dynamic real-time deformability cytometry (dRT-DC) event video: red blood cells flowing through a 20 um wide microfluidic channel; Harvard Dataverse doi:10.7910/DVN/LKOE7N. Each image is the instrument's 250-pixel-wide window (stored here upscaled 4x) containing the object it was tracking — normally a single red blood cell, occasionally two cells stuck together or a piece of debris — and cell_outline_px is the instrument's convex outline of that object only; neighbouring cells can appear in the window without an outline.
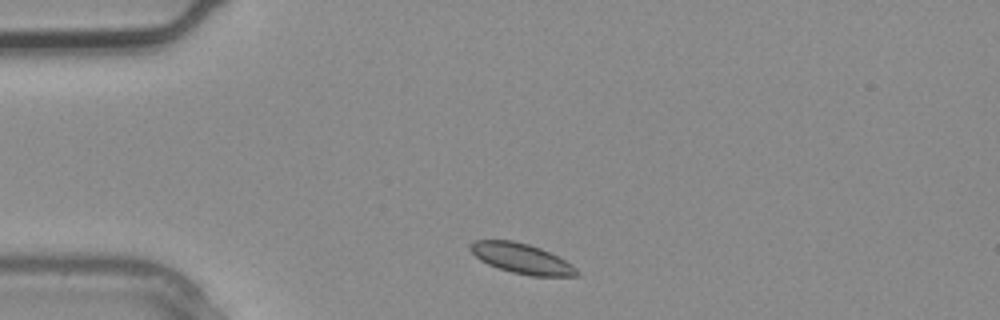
{"species": "common noctule bat (a hibernating species)", "species_latin": "Nyctalus noctula", "temperature_condition": "warm", "stored_images_in_passage": 2, "camera_frame_rate_fps": 3000, "um_per_image_px": 0.085, "animal": {"sex": "male", "body_mass_g": 20.4}, "frame": {"image": 1, "passage_image": 1, "time_ms": 0.0, "image_size_px": [1000, 320], "cell_outline_px": [[580, 276], [532, 276], [512, 272], [488, 264], [480, 260], [468, 248], [468, 244], [476, 240], [512, 240], [528, 244], [540, 248], [572, 264], [580, 272]], "centroid_in_image_um": [44.33, 21.97], "position_along_channel_um": 40.7, "area_um2": 18.55}}
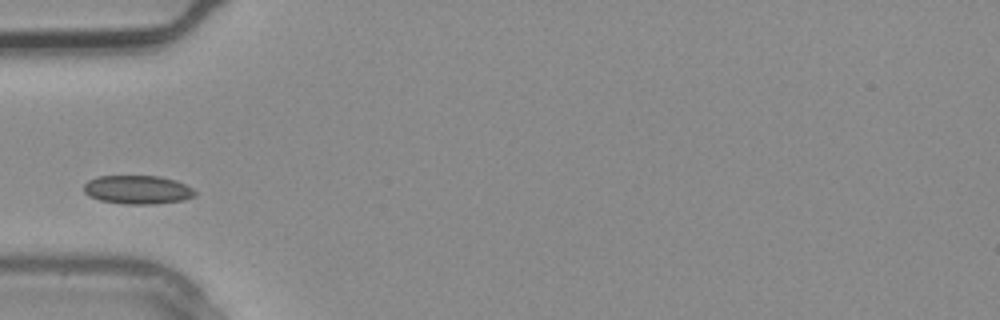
{"frame": {"image": 2, "passage_image": 2, "time_ms": 0.333, "image_size_px": [1000, 320], "cell_outline_px": [[196, 196], [184, 200], [156, 204], [124, 204], [100, 200], [88, 196], [84, 192], [84, 184], [88, 180], [96, 176], [160, 176], [176, 180], [192, 188], [196, 192]], "centroid_in_image_um": [11.7, 16.13], "position_along_channel_um": 73.3, "area_um2": 18.73}}